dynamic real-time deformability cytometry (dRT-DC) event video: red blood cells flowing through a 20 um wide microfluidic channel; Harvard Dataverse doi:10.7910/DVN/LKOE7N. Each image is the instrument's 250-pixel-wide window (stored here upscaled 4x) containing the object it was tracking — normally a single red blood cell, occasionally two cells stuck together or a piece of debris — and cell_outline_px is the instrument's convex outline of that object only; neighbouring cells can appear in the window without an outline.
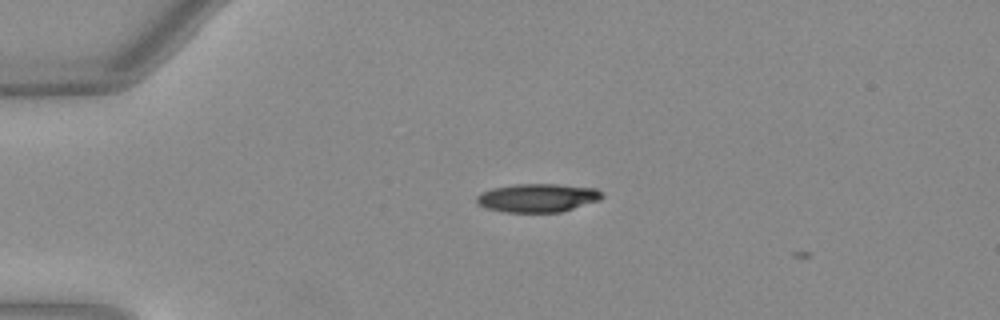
{"species": "Egyptian fruit bat (a non-hibernating species)", "species_latin": "Rousettus aegyptiacus", "temperature_condition": "warm", "stored_images_in_passage": 2, "camera_frame_rate_fps": 3000, "um_per_image_px": 0.085, "animal": {"sex": "female"}, "frame": {"image": 1, "passage_image": 1, "time_ms": 0.0, "image_size_px": [1000, 320], "cell_outline_px": [[604, 196], [600, 200], [560, 212], [504, 212], [484, 208], [476, 204], [476, 196], [492, 188], [516, 184], [556, 184], [596, 188], [604, 192]], "centroid_in_image_um": [45.7, 16.82], "position_along_channel_um": 39.3, "area_um2": 20.92}}